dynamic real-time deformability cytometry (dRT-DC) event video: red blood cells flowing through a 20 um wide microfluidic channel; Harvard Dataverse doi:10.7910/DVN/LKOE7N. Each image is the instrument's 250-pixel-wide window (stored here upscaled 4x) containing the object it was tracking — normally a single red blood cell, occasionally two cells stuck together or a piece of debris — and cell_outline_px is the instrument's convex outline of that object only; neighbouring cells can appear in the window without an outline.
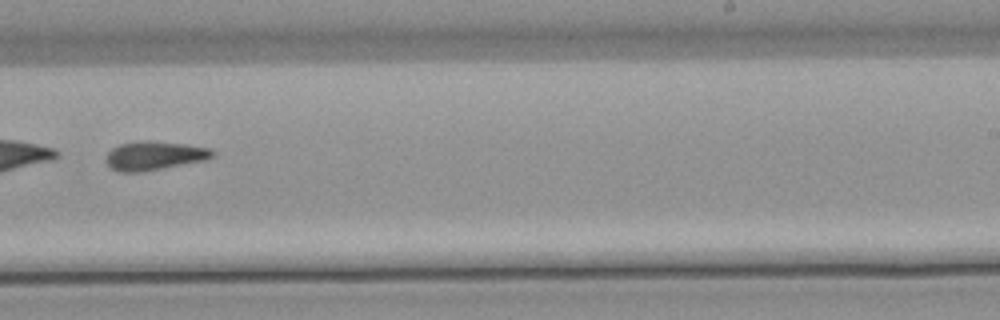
{"species": "common noctule bat (a hibernating species)", "species_latin": "Nyctalus noctula", "temperature_condition": "warm", "stored_images_in_passage": 46, "segment_of_instrument_passage": [2, 2], "camera_frame_rate_fps": 3000, "um_per_image_px": 0.085, "animal": {"sex": "male", "body_mass_g": 21.5, "forearm_length_mm": 52.0}, "frame": {"image": 1, "passage_image": 27, "time_ms": 8.667, "image_size_px": [1000, 320], "cell_outline_px": [[216, 156], [208, 160], [164, 168], [140, 172], [120, 172], [112, 168], [104, 160], [108, 152], [112, 148], [120, 144], [144, 140], [148, 140], [184, 144], [208, 148], [216, 152]], "centroid_in_image_um": [13.15, 13.23], "position_along_channel_um": 275.9, "area_um2": 18.03}}
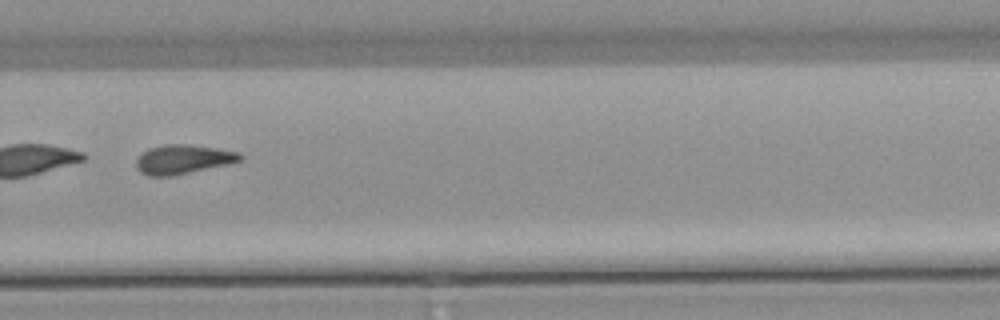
{"frame": {"image": 2, "passage_image": 30, "time_ms": 9.667, "image_size_px": [1000, 320], "cell_outline_px": [[244, 160], [232, 164], [172, 176], [148, 176], [140, 172], [136, 168], [136, 160], [148, 148], [164, 144], [188, 144], [216, 148], [240, 152], [244, 156]], "centroid_in_image_um": [15.62, 13.55], "position_along_channel_um": 314.2, "area_um2": 18.03}}